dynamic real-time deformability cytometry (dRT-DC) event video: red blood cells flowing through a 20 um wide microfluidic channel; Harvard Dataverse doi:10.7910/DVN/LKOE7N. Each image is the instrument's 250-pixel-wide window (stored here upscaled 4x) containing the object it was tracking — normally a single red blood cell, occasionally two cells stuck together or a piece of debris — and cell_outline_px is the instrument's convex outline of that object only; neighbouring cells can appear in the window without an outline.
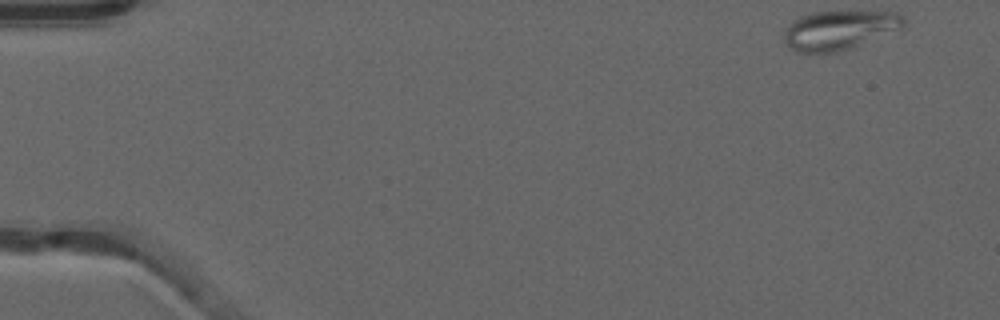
{"species": "common noctule bat (a hibernating species)", "species_latin": "Nyctalus noctula", "temperature_condition": "warm", "stored_images_in_passage": 50, "camera_frame_rate_fps": 3000, "um_per_image_px": 0.085, "animal": {"sex": "male", "forearm_length_mm": 52.5}, "frame": {"image": 1, "passage_image": 1, "time_ms": 0.0, "image_size_px": [1000, 320], "cell_outline_px": [[904, 28], [848, 48], [836, 52], [796, 52], [788, 48], [784, 44], [784, 32], [788, 24], [792, 20], [800, 16], [812, 12], [896, 12], [904, 16]], "centroid_in_image_um": [71.29, 2.55], "position_along_channel_um": 13.7, "area_um2": 27.17}}
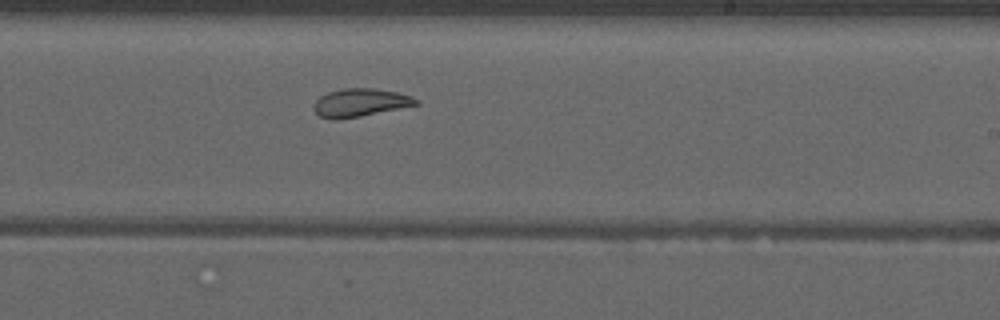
{"frame": {"image": 2, "passage_image": 30, "time_ms": 9.667, "image_size_px": [1000, 320], "cell_outline_px": [[420, 104], [360, 116], [336, 120], [320, 116], [312, 108], [312, 104], [320, 96], [328, 92], [344, 88], [376, 88], [396, 92], [412, 96]], "centroid_in_image_um": [30.58, 8.72], "position_along_channel_um": 258.4, "area_um2": 16.65}}
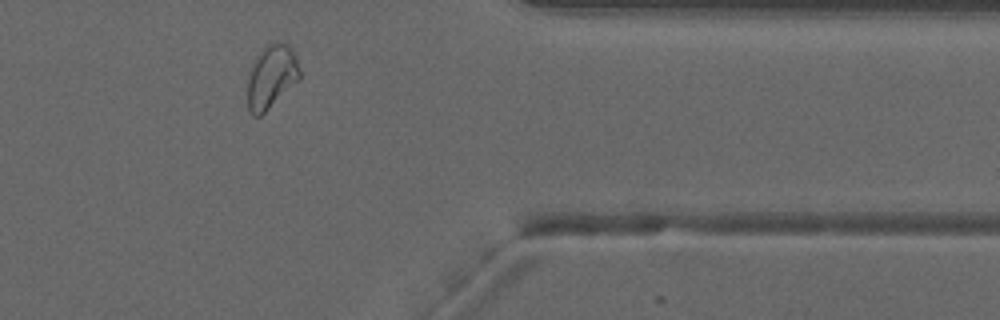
{"frame": {"image": 3, "passage_image": 41, "time_ms": 13.333, "image_size_px": [1000, 320], "cell_outline_px": [[300, 80], [260, 116], [252, 116], [248, 108], [248, 76], [256, 56], [268, 44], [288, 44], [296, 56], [300, 72]], "centroid_in_image_um": [23.08, 6.55], "position_along_channel_um": 388.3, "area_um2": 19.02}, "authors_computed_cell_mechanics": {"area_um2": 21.1259, "velocity_mm_per_s": 3.9401, "shape_relaxation_time_tau1_ms": null, "shape_relaxation_time_tau2_ms": 1.2401, "deformation_change_tau1": null, "deformation_change_tau2": 0.0721}}